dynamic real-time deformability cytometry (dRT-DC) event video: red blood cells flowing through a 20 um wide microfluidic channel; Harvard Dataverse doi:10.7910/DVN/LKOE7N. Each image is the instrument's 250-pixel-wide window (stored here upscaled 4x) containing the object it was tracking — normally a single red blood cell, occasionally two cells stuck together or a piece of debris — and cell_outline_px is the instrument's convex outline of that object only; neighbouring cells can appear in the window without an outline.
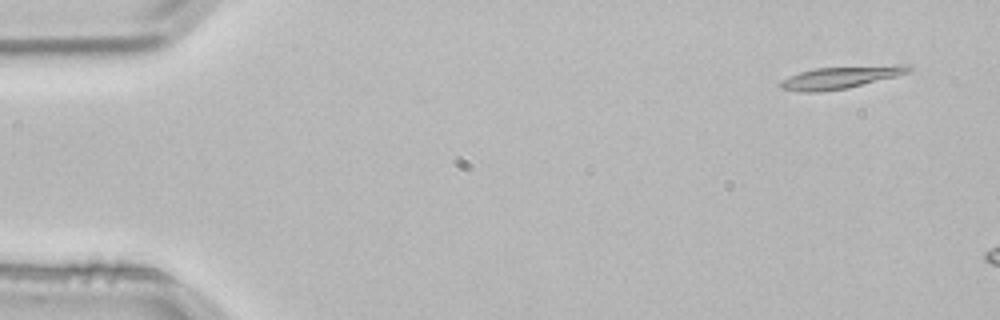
{"species": "common noctule bat (a hibernating species)", "species_latin": "Nyctalus noctula", "temperature_condition": "room temperature", "stored_images_in_passage": 3, "camera_frame_rate_fps": 3000, "um_per_image_px": 0.085, "animal": {"sex": "male", "body_mass_g": 21.5, "forearm_length_mm": 52.0}, "frame": {"image": 1, "passage_image": 1, "time_ms": 0.0, "image_size_px": [1000, 320], "cell_outline_px": [[912, 72], [848, 88], [820, 92], [804, 92], [784, 88], [780, 84], [780, 80], [788, 76], [800, 72], [816, 68], [892, 64], [912, 64]], "centroid_in_image_um": [71.56, 6.55], "position_along_channel_um": 13.4, "area_um2": 16.82}}